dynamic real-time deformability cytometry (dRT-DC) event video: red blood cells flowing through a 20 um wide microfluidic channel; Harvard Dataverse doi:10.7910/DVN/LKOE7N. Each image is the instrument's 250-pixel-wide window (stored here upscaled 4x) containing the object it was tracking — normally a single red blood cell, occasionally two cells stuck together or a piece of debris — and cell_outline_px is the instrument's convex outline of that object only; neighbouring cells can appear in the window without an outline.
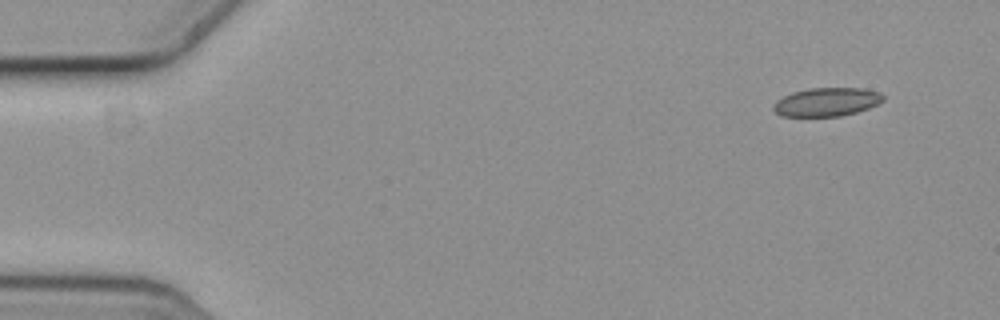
{"species": "common noctule bat (a hibernating species)", "species_latin": "Nyctalus noctula", "temperature_condition": "cold", "stored_images_in_passage": 6, "camera_frame_rate_fps": 3000, "um_per_image_px": 0.085, "animal": {"sex": "female", "body_mass_g": 19.3, "forearm_length_mm": 54.1}, "frame": {"image": 1, "passage_image": 1, "time_ms": 0.0, "image_size_px": [1000, 320], "cell_outline_px": [[884, 100], [880, 104], [856, 112], [840, 116], [780, 116], [772, 108], [772, 104], [776, 100], [792, 92], [808, 88], [864, 88], [880, 92], [884, 96]], "centroid_in_image_um": [70.28, 8.66], "position_along_channel_um": 14.7, "area_um2": 18.44}}
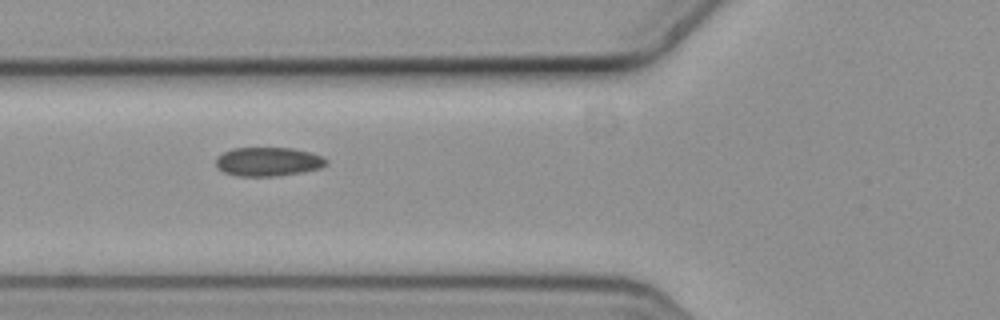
{"frame": {"image": 2, "passage_image": 5, "time_ms": 1.333, "image_size_px": [1000, 320], "cell_outline_px": [[328, 164], [320, 168], [304, 172], [276, 176], [236, 176], [224, 172], [216, 168], [216, 156], [232, 148], [292, 148], [312, 152], [328, 160]], "centroid_in_image_um": [22.79, 13.74], "position_along_channel_um": 103.0, "area_um2": 18.79}}
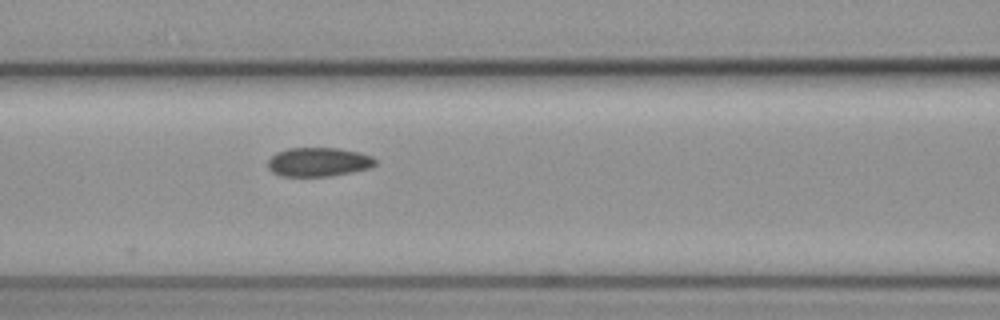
{"frame": {"image": 3, "passage_image": 6, "time_ms": 1.667, "image_size_px": [1000, 320], "cell_outline_px": [[376, 164], [372, 168], [352, 172], [328, 176], [280, 176], [272, 172], [268, 168], [268, 160], [276, 152], [288, 148], [340, 148], [360, 152], [372, 156], [376, 160]], "centroid_in_image_um": [27.09, 13.76], "position_along_channel_um": 139.5, "area_um2": 18.32}}